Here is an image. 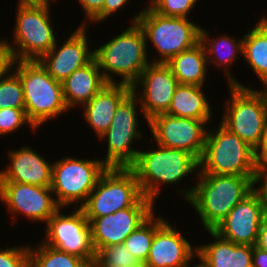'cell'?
Wrapping results in <instances>:
<instances>
[{
    "mask_svg": "<svg viewBox=\"0 0 267 267\" xmlns=\"http://www.w3.org/2000/svg\"><path fill=\"white\" fill-rule=\"evenodd\" d=\"M196 184L180 192L194 207L205 230H213L253 190L254 177L197 174Z\"/></svg>",
    "mask_w": 267,
    "mask_h": 267,
    "instance_id": "6da1fadb",
    "label": "cell"
},
{
    "mask_svg": "<svg viewBox=\"0 0 267 267\" xmlns=\"http://www.w3.org/2000/svg\"><path fill=\"white\" fill-rule=\"evenodd\" d=\"M147 45L143 29L135 22L119 35L93 50L94 59L104 80L107 83L132 86L151 63L148 61ZM112 74H116V77L120 76L122 80L116 82Z\"/></svg>",
    "mask_w": 267,
    "mask_h": 267,
    "instance_id": "7a4b0ae2",
    "label": "cell"
},
{
    "mask_svg": "<svg viewBox=\"0 0 267 267\" xmlns=\"http://www.w3.org/2000/svg\"><path fill=\"white\" fill-rule=\"evenodd\" d=\"M130 168L136 174L143 196L154 203L160 195L162 184H176L189 173H198L199 160L182 149L157 144V149L140 150Z\"/></svg>",
    "mask_w": 267,
    "mask_h": 267,
    "instance_id": "3957f363",
    "label": "cell"
},
{
    "mask_svg": "<svg viewBox=\"0 0 267 267\" xmlns=\"http://www.w3.org/2000/svg\"><path fill=\"white\" fill-rule=\"evenodd\" d=\"M13 70L23 85L26 116L36 129L69 110L62 82L54 80L39 60H15Z\"/></svg>",
    "mask_w": 267,
    "mask_h": 267,
    "instance_id": "277c9868",
    "label": "cell"
},
{
    "mask_svg": "<svg viewBox=\"0 0 267 267\" xmlns=\"http://www.w3.org/2000/svg\"><path fill=\"white\" fill-rule=\"evenodd\" d=\"M211 130L206 134L197 174L255 177L259 170L255 150L221 123Z\"/></svg>",
    "mask_w": 267,
    "mask_h": 267,
    "instance_id": "5b68a950",
    "label": "cell"
},
{
    "mask_svg": "<svg viewBox=\"0 0 267 267\" xmlns=\"http://www.w3.org/2000/svg\"><path fill=\"white\" fill-rule=\"evenodd\" d=\"M129 207H154V203L143 196L131 168L108 167L81 209L86 218H97Z\"/></svg>",
    "mask_w": 267,
    "mask_h": 267,
    "instance_id": "8992f818",
    "label": "cell"
},
{
    "mask_svg": "<svg viewBox=\"0 0 267 267\" xmlns=\"http://www.w3.org/2000/svg\"><path fill=\"white\" fill-rule=\"evenodd\" d=\"M143 29L146 42L151 41L159 57L151 63H167L172 57L200 42L201 27L188 18L162 16L148 5L134 16Z\"/></svg>",
    "mask_w": 267,
    "mask_h": 267,
    "instance_id": "52a82bcc",
    "label": "cell"
},
{
    "mask_svg": "<svg viewBox=\"0 0 267 267\" xmlns=\"http://www.w3.org/2000/svg\"><path fill=\"white\" fill-rule=\"evenodd\" d=\"M102 159L64 157L53 161L51 189L55 201L63 209L68 205L87 201L101 175L107 170Z\"/></svg>",
    "mask_w": 267,
    "mask_h": 267,
    "instance_id": "ba28073f",
    "label": "cell"
},
{
    "mask_svg": "<svg viewBox=\"0 0 267 267\" xmlns=\"http://www.w3.org/2000/svg\"><path fill=\"white\" fill-rule=\"evenodd\" d=\"M50 6H18L13 44L15 60H40L56 44Z\"/></svg>",
    "mask_w": 267,
    "mask_h": 267,
    "instance_id": "9c48e42d",
    "label": "cell"
},
{
    "mask_svg": "<svg viewBox=\"0 0 267 267\" xmlns=\"http://www.w3.org/2000/svg\"><path fill=\"white\" fill-rule=\"evenodd\" d=\"M228 99L221 124L256 150L263 138L267 114L261 96L249 86H228Z\"/></svg>",
    "mask_w": 267,
    "mask_h": 267,
    "instance_id": "30bf717a",
    "label": "cell"
},
{
    "mask_svg": "<svg viewBox=\"0 0 267 267\" xmlns=\"http://www.w3.org/2000/svg\"><path fill=\"white\" fill-rule=\"evenodd\" d=\"M137 92L131 91L117 106L109 129L100 137L107 140V167L130 168L137 160L139 150L132 148L134 141L141 140L142 133L137 119Z\"/></svg>",
    "mask_w": 267,
    "mask_h": 267,
    "instance_id": "8fae6325",
    "label": "cell"
},
{
    "mask_svg": "<svg viewBox=\"0 0 267 267\" xmlns=\"http://www.w3.org/2000/svg\"><path fill=\"white\" fill-rule=\"evenodd\" d=\"M60 209L46 222V237L40 241L49 247L82 258L92 267L96 252L92 244L89 220L79 207L67 215L61 214Z\"/></svg>",
    "mask_w": 267,
    "mask_h": 267,
    "instance_id": "7c38bea8",
    "label": "cell"
},
{
    "mask_svg": "<svg viewBox=\"0 0 267 267\" xmlns=\"http://www.w3.org/2000/svg\"><path fill=\"white\" fill-rule=\"evenodd\" d=\"M210 120L176 117L167 113L148 120L156 144L189 152L200 160L203 155Z\"/></svg>",
    "mask_w": 267,
    "mask_h": 267,
    "instance_id": "4fadbf2b",
    "label": "cell"
},
{
    "mask_svg": "<svg viewBox=\"0 0 267 267\" xmlns=\"http://www.w3.org/2000/svg\"><path fill=\"white\" fill-rule=\"evenodd\" d=\"M52 194L50 186L0 182V201L13 214L11 218L23 214L29 220L46 223L60 208Z\"/></svg>",
    "mask_w": 267,
    "mask_h": 267,
    "instance_id": "5bb4252c",
    "label": "cell"
},
{
    "mask_svg": "<svg viewBox=\"0 0 267 267\" xmlns=\"http://www.w3.org/2000/svg\"><path fill=\"white\" fill-rule=\"evenodd\" d=\"M138 86L142 87V93L138 92ZM177 86L178 81L166 63H150L143 70L132 91L139 93V108L147 125L154 116L167 112Z\"/></svg>",
    "mask_w": 267,
    "mask_h": 267,
    "instance_id": "9a60e30c",
    "label": "cell"
},
{
    "mask_svg": "<svg viewBox=\"0 0 267 267\" xmlns=\"http://www.w3.org/2000/svg\"><path fill=\"white\" fill-rule=\"evenodd\" d=\"M86 24L85 21L77 27L61 47H58L56 42L39 60L54 80L63 82L75 70L87 65L94 58V51L88 46Z\"/></svg>",
    "mask_w": 267,
    "mask_h": 267,
    "instance_id": "2e32d148",
    "label": "cell"
},
{
    "mask_svg": "<svg viewBox=\"0 0 267 267\" xmlns=\"http://www.w3.org/2000/svg\"><path fill=\"white\" fill-rule=\"evenodd\" d=\"M264 215L260 198L252 190L213 230L235 244L254 246Z\"/></svg>",
    "mask_w": 267,
    "mask_h": 267,
    "instance_id": "e0dca14e",
    "label": "cell"
},
{
    "mask_svg": "<svg viewBox=\"0 0 267 267\" xmlns=\"http://www.w3.org/2000/svg\"><path fill=\"white\" fill-rule=\"evenodd\" d=\"M153 209L154 207H129L103 217L87 218L95 252L106 246L123 244L155 212Z\"/></svg>",
    "mask_w": 267,
    "mask_h": 267,
    "instance_id": "ac0fdd59",
    "label": "cell"
},
{
    "mask_svg": "<svg viewBox=\"0 0 267 267\" xmlns=\"http://www.w3.org/2000/svg\"><path fill=\"white\" fill-rule=\"evenodd\" d=\"M176 227L165 221L154 233L145 267H187L197 257L196 246H191ZM195 256V257H194Z\"/></svg>",
    "mask_w": 267,
    "mask_h": 267,
    "instance_id": "d6986e66",
    "label": "cell"
},
{
    "mask_svg": "<svg viewBox=\"0 0 267 267\" xmlns=\"http://www.w3.org/2000/svg\"><path fill=\"white\" fill-rule=\"evenodd\" d=\"M8 153L11 163L0 171V182L51 186L52 162L49 163L45 157L28 146L10 150Z\"/></svg>",
    "mask_w": 267,
    "mask_h": 267,
    "instance_id": "ffe728a7",
    "label": "cell"
},
{
    "mask_svg": "<svg viewBox=\"0 0 267 267\" xmlns=\"http://www.w3.org/2000/svg\"><path fill=\"white\" fill-rule=\"evenodd\" d=\"M132 91V86L122 83H108L88 103L84 104L86 123L100 138L111 125L117 106Z\"/></svg>",
    "mask_w": 267,
    "mask_h": 267,
    "instance_id": "44dd1931",
    "label": "cell"
},
{
    "mask_svg": "<svg viewBox=\"0 0 267 267\" xmlns=\"http://www.w3.org/2000/svg\"><path fill=\"white\" fill-rule=\"evenodd\" d=\"M206 231L215 241L196 246V256L208 267H252L253 246L235 244L214 230Z\"/></svg>",
    "mask_w": 267,
    "mask_h": 267,
    "instance_id": "7402d4cb",
    "label": "cell"
},
{
    "mask_svg": "<svg viewBox=\"0 0 267 267\" xmlns=\"http://www.w3.org/2000/svg\"><path fill=\"white\" fill-rule=\"evenodd\" d=\"M108 83L93 58L62 82L63 97L68 109L88 103ZM72 107V108H71Z\"/></svg>",
    "mask_w": 267,
    "mask_h": 267,
    "instance_id": "603a6c76",
    "label": "cell"
},
{
    "mask_svg": "<svg viewBox=\"0 0 267 267\" xmlns=\"http://www.w3.org/2000/svg\"><path fill=\"white\" fill-rule=\"evenodd\" d=\"M209 35L208 31L201 27L200 42L205 48L208 63H214L213 65H216V67H224L223 70L225 69L224 73L229 85L247 88V85L245 86L238 82L235 77L233 78L232 71L228 68L237 61L238 54L241 57L243 56L244 38L241 37V39L235 40V38L222 34L210 39Z\"/></svg>",
    "mask_w": 267,
    "mask_h": 267,
    "instance_id": "cb8c5ba5",
    "label": "cell"
},
{
    "mask_svg": "<svg viewBox=\"0 0 267 267\" xmlns=\"http://www.w3.org/2000/svg\"><path fill=\"white\" fill-rule=\"evenodd\" d=\"M203 86L193 84H178L174 91L167 114L192 118L196 120H210L213 112L209 100L203 93Z\"/></svg>",
    "mask_w": 267,
    "mask_h": 267,
    "instance_id": "d4e9b609",
    "label": "cell"
},
{
    "mask_svg": "<svg viewBox=\"0 0 267 267\" xmlns=\"http://www.w3.org/2000/svg\"><path fill=\"white\" fill-rule=\"evenodd\" d=\"M166 64L171 68L178 84H205L209 64L201 42L172 57Z\"/></svg>",
    "mask_w": 267,
    "mask_h": 267,
    "instance_id": "484cf974",
    "label": "cell"
},
{
    "mask_svg": "<svg viewBox=\"0 0 267 267\" xmlns=\"http://www.w3.org/2000/svg\"><path fill=\"white\" fill-rule=\"evenodd\" d=\"M243 38V57L261 83L267 80V16L261 17Z\"/></svg>",
    "mask_w": 267,
    "mask_h": 267,
    "instance_id": "4316f807",
    "label": "cell"
},
{
    "mask_svg": "<svg viewBox=\"0 0 267 267\" xmlns=\"http://www.w3.org/2000/svg\"><path fill=\"white\" fill-rule=\"evenodd\" d=\"M166 220L160 216L155 217L153 213L135 231H133L123 242L124 246L134 255L140 264H145L153 242L155 231Z\"/></svg>",
    "mask_w": 267,
    "mask_h": 267,
    "instance_id": "83f0119b",
    "label": "cell"
},
{
    "mask_svg": "<svg viewBox=\"0 0 267 267\" xmlns=\"http://www.w3.org/2000/svg\"><path fill=\"white\" fill-rule=\"evenodd\" d=\"M29 245V267H90L82 258L49 247L40 241L34 249Z\"/></svg>",
    "mask_w": 267,
    "mask_h": 267,
    "instance_id": "f1b7e54d",
    "label": "cell"
},
{
    "mask_svg": "<svg viewBox=\"0 0 267 267\" xmlns=\"http://www.w3.org/2000/svg\"><path fill=\"white\" fill-rule=\"evenodd\" d=\"M138 265L140 263L124 244H117L99 249L92 267H134Z\"/></svg>",
    "mask_w": 267,
    "mask_h": 267,
    "instance_id": "f546056e",
    "label": "cell"
},
{
    "mask_svg": "<svg viewBox=\"0 0 267 267\" xmlns=\"http://www.w3.org/2000/svg\"><path fill=\"white\" fill-rule=\"evenodd\" d=\"M25 108L23 85L15 71L0 79V109Z\"/></svg>",
    "mask_w": 267,
    "mask_h": 267,
    "instance_id": "4dcf8cb0",
    "label": "cell"
},
{
    "mask_svg": "<svg viewBox=\"0 0 267 267\" xmlns=\"http://www.w3.org/2000/svg\"><path fill=\"white\" fill-rule=\"evenodd\" d=\"M196 1L199 0H151L148 6L162 16L188 18Z\"/></svg>",
    "mask_w": 267,
    "mask_h": 267,
    "instance_id": "1f68e13d",
    "label": "cell"
},
{
    "mask_svg": "<svg viewBox=\"0 0 267 267\" xmlns=\"http://www.w3.org/2000/svg\"><path fill=\"white\" fill-rule=\"evenodd\" d=\"M36 128L28 120L25 108H2L0 109V136L15 132L24 125Z\"/></svg>",
    "mask_w": 267,
    "mask_h": 267,
    "instance_id": "d6a6232c",
    "label": "cell"
},
{
    "mask_svg": "<svg viewBox=\"0 0 267 267\" xmlns=\"http://www.w3.org/2000/svg\"><path fill=\"white\" fill-rule=\"evenodd\" d=\"M0 267H29V245L0 249Z\"/></svg>",
    "mask_w": 267,
    "mask_h": 267,
    "instance_id": "836d02e7",
    "label": "cell"
},
{
    "mask_svg": "<svg viewBox=\"0 0 267 267\" xmlns=\"http://www.w3.org/2000/svg\"><path fill=\"white\" fill-rule=\"evenodd\" d=\"M15 63V58L12 53V49L7 39L0 40V79L6 76Z\"/></svg>",
    "mask_w": 267,
    "mask_h": 267,
    "instance_id": "e575fe53",
    "label": "cell"
},
{
    "mask_svg": "<svg viewBox=\"0 0 267 267\" xmlns=\"http://www.w3.org/2000/svg\"><path fill=\"white\" fill-rule=\"evenodd\" d=\"M259 182L260 186L256 188ZM253 190L258 194L264 213L267 214V169L258 170L253 179Z\"/></svg>",
    "mask_w": 267,
    "mask_h": 267,
    "instance_id": "d590c367",
    "label": "cell"
},
{
    "mask_svg": "<svg viewBox=\"0 0 267 267\" xmlns=\"http://www.w3.org/2000/svg\"><path fill=\"white\" fill-rule=\"evenodd\" d=\"M127 2L128 0H105L102 11L91 21V23L103 22V20H106L109 16H112L113 13L115 14L116 11L126 5Z\"/></svg>",
    "mask_w": 267,
    "mask_h": 267,
    "instance_id": "8d00e7d4",
    "label": "cell"
},
{
    "mask_svg": "<svg viewBox=\"0 0 267 267\" xmlns=\"http://www.w3.org/2000/svg\"><path fill=\"white\" fill-rule=\"evenodd\" d=\"M85 11L87 21L91 22L103 9L105 0H78Z\"/></svg>",
    "mask_w": 267,
    "mask_h": 267,
    "instance_id": "74e56055",
    "label": "cell"
},
{
    "mask_svg": "<svg viewBox=\"0 0 267 267\" xmlns=\"http://www.w3.org/2000/svg\"><path fill=\"white\" fill-rule=\"evenodd\" d=\"M255 160L259 170L267 169V124L259 147L255 150Z\"/></svg>",
    "mask_w": 267,
    "mask_h": 267,
    "instance_id": "f35d334b",
    "label": "cell"
},
{
    "mask_svg": "<svg viewBox=\"0 0 267 267\" xmlns=\"http://www.w3.org/2000/svg\"><path fill=\"white\" fill-rule=\"evenodd\" d=\"M255 246L267 251V214L262 219Z\"/></svg>",
    "mask_w": 267,
    "mask_h": 267,
    "instance_id": "ab89813d",
    "label": "cell"
},
{
    "mask_svg": "<svg viewBox=\"0 0 267 267\" xmlns=\"http://www.w3.org/2000/svg\"><path fill=\"white\" fill-rule=\"evenodd\" d=\"M252 267H267V251L253 246Z\"/></svg>",
    "mask_w": 267,
    "mask_h": 267,
    "instance_id": "60d3db41",
    "label": "cell"
},
{
    "mask_svg": "<svg viewBox=\"0 0 267 267\" xmlns=\"http://www.w3.org/2000/svg\"><path fill=\"white\" fill-rule=\"evenodd\" d=\"M50 1L52 0H18L17 6H49Z\"/></svg>",
    "mask_w": 267,
    "mask_h": 267,
    "instance_id": "b9f144b4",
    "label": "cell"
},
{
    "mask_svg": "<svg viewBox=\"0 0 267 267\" xmlns=\"http://www.w3.org/2000/svg\"><path fill=\"white\" fill-rule=\"evenodd\" d=\"M261 84L264 88L262 90H256V92L261 96L267 114V80L262 81Z\"/></svg>",
    "mask_w": 267,
    "mask_h": 267,
    "instance_id": "7bdbcfd3",
    "label": "cell"
},
{
    "mask_svg": "<svg viewBox=\"0 0 267 267\" xmlns=\"http://www.w3.org/2000/svg\"><path fill=\"white\" fill-rule=\"evenodd\" d=\"M187 267L191 266L188 264ZM193 267H208V266L200 259V263L196 264V266Z\"/></svg>",
    "mask_w": 267,
    "mask_h": 267,
    "instance_id": "ee69618b",
    "label": "cell"
},
{
    "mask_svg": "<svg viewBox=\"0 0 267 267\" xmlns=\"http://www.w3.org/2000/svg\"><path fill=\"white\" fill-rule=\"evenodd\" d=\"M134 267H145L143 264H140L138 266H134Z\"/></svg>",
    "mask_w": 267,
    "mask_h": 267,
    "instance_id": "f6af8a7d",
    "label": "cell"
}]
</instances>
